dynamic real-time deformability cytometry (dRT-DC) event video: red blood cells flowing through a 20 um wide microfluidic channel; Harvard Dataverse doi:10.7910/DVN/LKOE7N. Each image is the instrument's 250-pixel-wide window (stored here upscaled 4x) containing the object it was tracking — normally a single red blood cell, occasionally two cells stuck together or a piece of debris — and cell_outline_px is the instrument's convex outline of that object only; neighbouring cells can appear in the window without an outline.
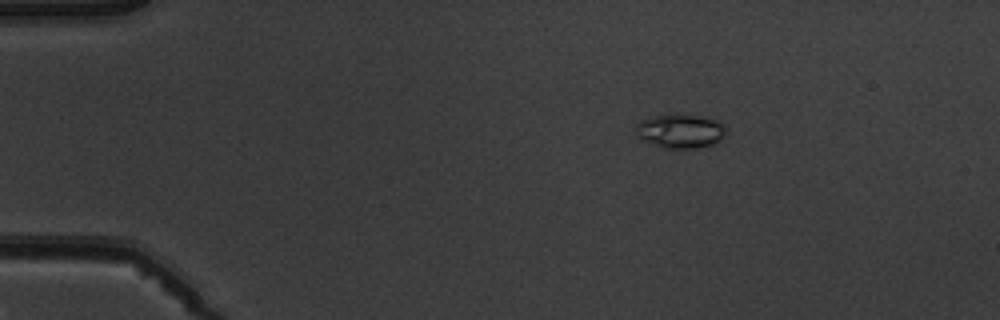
{"species": "common noctule bat (a hibernating species)", "species_latin": "Nyctalus noctula", "temperature_condition": "warm", "stored_images_in_passage": 5, "camera_frame_rate_fps": 3000, "um_per_image_px": 0.085, "animal": {"sex": "male", "body_mass_g": 19.5, "forearm_length_mm": 54.6}, "frame": {"image": 1, "passage_image": 3, "time_ms": 2.667, "image_size_px": [1000, 320], "cell_outline_px": [[724, 132], [720, 140], [712, 144], [696, 148], [664, 148], [640, 140], [636, 136], [636, 124], [640, 120], [656, 116], [700, 116], [716, 120], [724, 124]], "centroid_in_image_um": [57.78, 11.17], "position_along_channel_um": 27.2, "area_um2": 17.46}}